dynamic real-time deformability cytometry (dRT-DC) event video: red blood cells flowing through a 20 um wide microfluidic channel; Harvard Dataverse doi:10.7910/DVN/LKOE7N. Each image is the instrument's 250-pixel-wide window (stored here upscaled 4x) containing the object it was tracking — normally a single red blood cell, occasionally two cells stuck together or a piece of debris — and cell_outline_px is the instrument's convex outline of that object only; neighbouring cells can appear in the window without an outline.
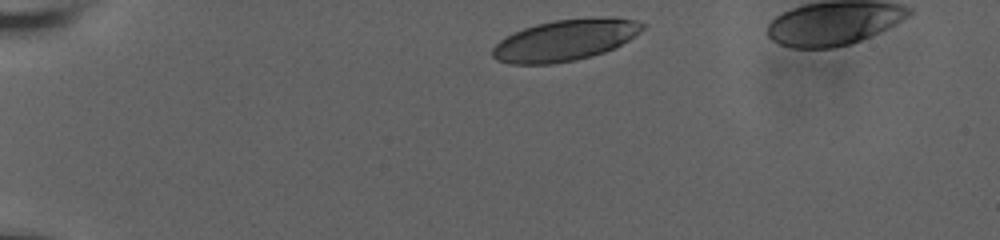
{"species": "human", "species_latin": "Homo sapiens", "temperature_condition": "room temperature", "stored_images_in_passage": 35, "camera_frame_rate_fps": 3000, "um_per_image_px": 0.085, "donor": {"sex": "male"}, "frame": {"image": 1, "passage_image": 1, "time_ms": 0.0, "image_size_px": [1000, 240], "cell_outline_px": [[644, 28], [640, 32], [628, 40], [604, 52], [592, 56], [576, 60], [552, 64], [508, 64], [496, 60], [492, 56], [492, 48], [500, 40], [512, 32], [536, 24], [556, 20], [600, 16], [612, 16], [632, 20], [644, 24]], "centroid_in_image_um": [48.01, 3.41], "position_along_channel_um": 37.0, "area_um2": 36.18}}
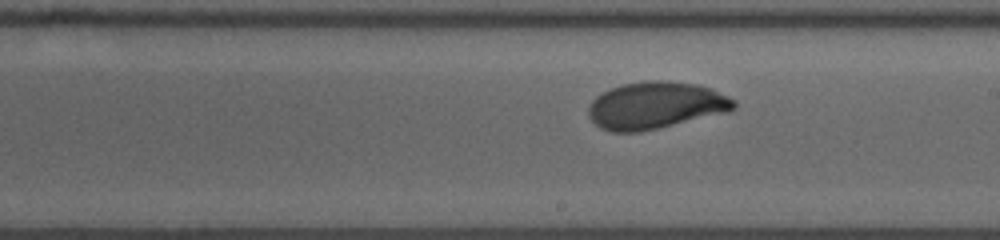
{"frame": {"image": 2, "passage_image": 22, "time_ms": 7.333, "image_size_px": [1000, 240], "cell_outline_px": [[736, 108], [728, 112], [640, 132], [612, 132], [600, 128], [588, 116], [588, 108], [592, 100], [596, 96], [612, 88], [624, 84], [648, 80], [668, 80], [696, 84], [712, 88], [736, 100]], "centroid_in_image_um": [55.75, 8.95], "position_along_channel_um": 233.3, "area_um2": 39.94}}
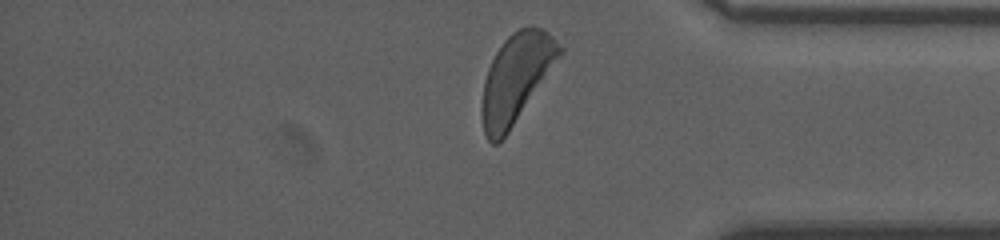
{"frame": {"image": 3, "passage_image": 33, "time_ms": 12.0, "image_size_px": [1000, 240], "cell_outline_px": [[564, 52], [508, 132], [496, 144], [492, 144], [488, 140], [484, 132], [480, 112], [480, 108], [484, 80], [488, 68], [496, 52], [504, 40], [512, 32], [520, 28], [532, 24], [544, 28], [564, 48]], "centroid_in_image_um": [43.87, 6.6], "position_along_channel_um": 391.3, "area_um2": 40.11}, "authors_computed_cell_mechanics": {"area_um2": 38.7838, "velocity_mm_per_s": 3.6405, "shape_relaxation_time_tau1_ms": 2.582, "shape_relaxation_time_tau2_ms": null, "deformation_change_tau1": 0.1445, "deformation_change_tau2": null}}